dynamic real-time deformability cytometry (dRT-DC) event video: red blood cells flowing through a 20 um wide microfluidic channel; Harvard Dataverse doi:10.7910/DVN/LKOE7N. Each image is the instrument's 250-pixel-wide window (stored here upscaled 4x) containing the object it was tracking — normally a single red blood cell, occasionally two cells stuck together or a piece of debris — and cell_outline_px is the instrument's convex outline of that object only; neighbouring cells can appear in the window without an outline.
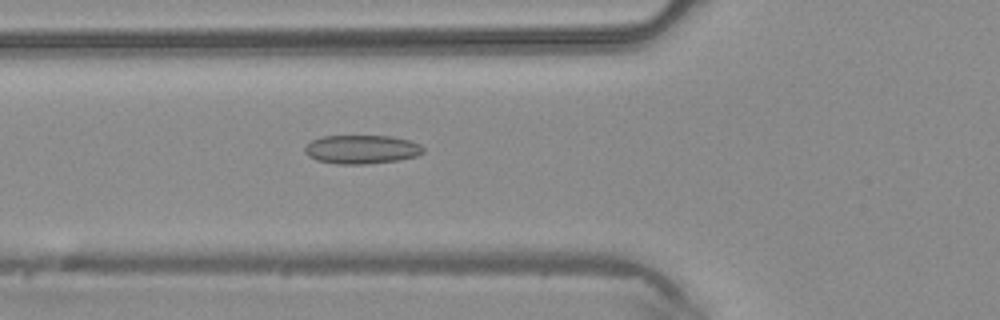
{"species": "common noctule bat (a hibernating species)", "species_latin": "Nyctalus noctula", "temperature_condition": "warm", "stored_images_in_passage": 41, "camera_frame_rate_fps": 3000, "um_per_image_px": 0.085, "animal": {"sex": "male", "body_mass_g": 20.4}, "frame": {"image": 1, "passage_image": 12, "time_ms": 3.667, "image_size_px": [1000, 320], "cell_outline_px": [[424, 152], [416, 156], [400, 160], [364, 164], [336, 164], [316, 160], [308, 156], [304, 152], [304, 148], [312, 140], [324, 136], [392, 136], [408, 140], [420, 144], [424, 148]], "centroid_in_image_um": [30.74, 12.7], "position_along_channel_um": 95.1, "area_um2": 19.88}}
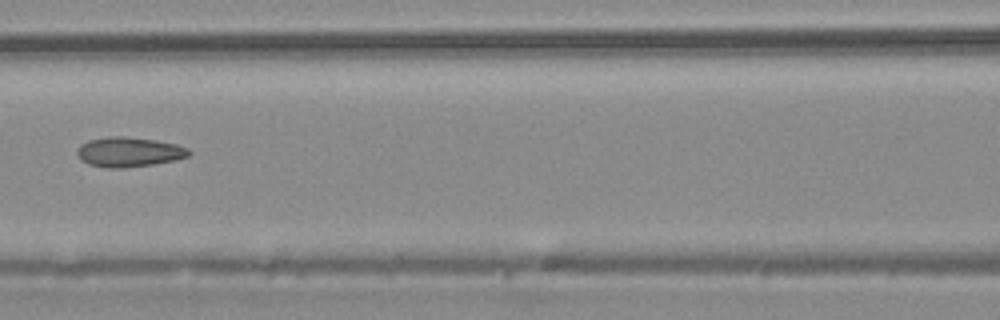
{"frame": {"image": 2, "passage_image": 16, "time_ms": 5.0, "image_size_px": [1000, 320], "cell_outline_px": [[192, 152], [188, 156], [176, 160], [152, 164], [124, 168], [108, 168], [88, 164], [80, 160], [76, 152], [80, 144], [88, 140], [112, 136], [124, 136], [156, 140], [176, 144], [188, 148]], "centroid_in_image_um": [10.95, 12.92], "position_along_channel_um": 155.7, "area_um2": 19.48}}
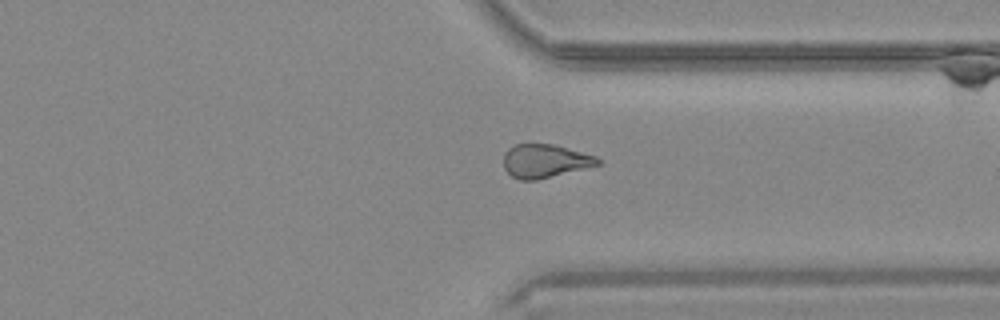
{"frame": {"image": 3, "passage_image": 30, "time_ms": 9.667, "image_size_px": [1000, 320], "cell_outline_px": [[600, 164], [536, 180], [520, 180], [512, 176], [504, 168], [504, 152], [508, 148], [516, 144], [552, 144], [596, 156], [600, 160]], "centroid_in_image_um": [46.28, 13.68], "position_along_channel_um": 365.1, "area_um2": 18.09}}